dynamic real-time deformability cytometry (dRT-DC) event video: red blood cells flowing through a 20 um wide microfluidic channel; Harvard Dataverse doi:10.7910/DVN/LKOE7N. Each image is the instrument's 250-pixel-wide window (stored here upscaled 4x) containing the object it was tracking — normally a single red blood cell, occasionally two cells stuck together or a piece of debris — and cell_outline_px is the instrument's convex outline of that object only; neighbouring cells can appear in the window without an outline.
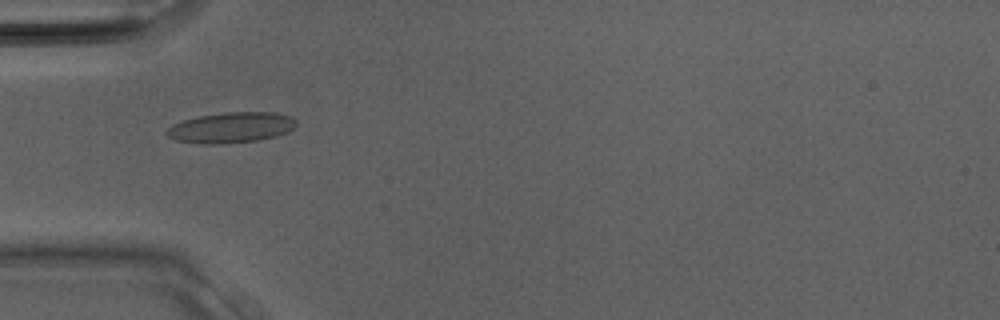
{"species": "Egyptian fruit bat (a non-hibernating species)", "species_latin": "Rousettus aegyptiacus", "temperature_condition": "room temperature", "stored_images_in_passage": 31, "camera_frame_rate_fps": 3000, "um_per_image_px": 0.085, "animal": {"sex": "male"}, "frame": {"image": 1, "passage_image": 10, "time_ms": 3.0, "image_size_px": [1000, 320], "cell_outline_px": [[296, 124], [288, 132], [276, 136], [256, 140], [216, 144], [200, 144], [176, 140], [168, 136], [164, 132], [172, 124], [184, 120], [200, 116], [224, 112], [272, 112], [288, 116], [296, 120]], "centroid_in_image_um": [19.61, 10.84], "position_along_channel_um": 65.4, "area_um2": 22.89}}
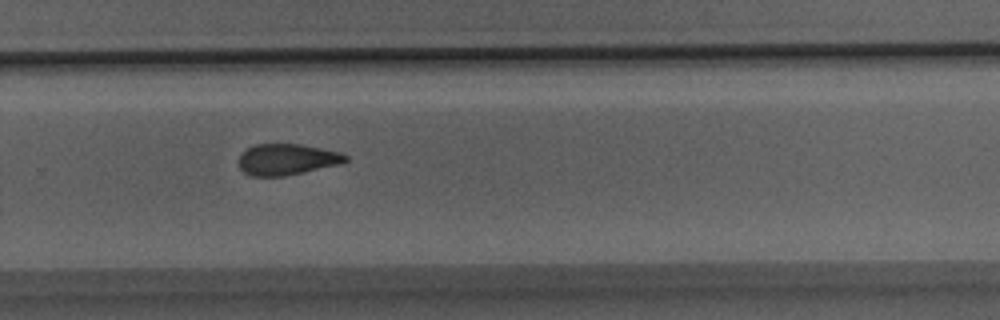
{"frame": {"image": 2, "passage_image": 21, "time_ms": 6.667, "image_size_px": [1000, 320], "cell_outline_px": [[348, 160], [344, 164], [284, 176], [248, 176], [240, 168], [240, 152], [256, 144], [300, 144], [340, 152], [348, 156]], "centroid_in_image_um": [24.42, 13.56], "position_along_channel_um": 305.4, "area_um2": 19.54}}
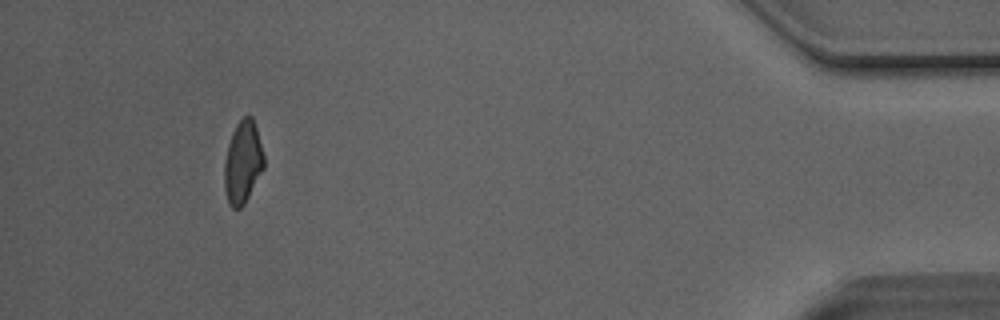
{"frame": {"image": 3, "passage_image": 29, "time_ms": 9.333, "image_size_px": [1000, 320], "cell_outline_px": [[264, 168], [244, 204], [240, 208], [232, 208], [228, 204], [224, 188], [224, 160], [228, 144], [232, 132], [236, 124], [244, 116], [252, 116], [256, 128], [264, 156]], "centroid_in_image_um": [20.62, 13.8], "position_along_channel_um": 414.6, "area_um2": 19.02}}